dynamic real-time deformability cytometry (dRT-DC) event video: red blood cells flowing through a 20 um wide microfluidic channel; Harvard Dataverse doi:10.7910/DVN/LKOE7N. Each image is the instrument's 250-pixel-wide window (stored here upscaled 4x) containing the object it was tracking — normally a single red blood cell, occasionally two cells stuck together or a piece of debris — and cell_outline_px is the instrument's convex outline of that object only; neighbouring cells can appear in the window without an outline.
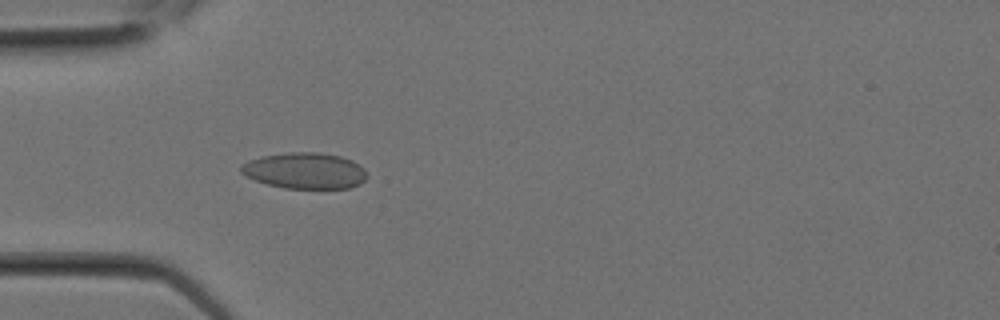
{"species": "Egyptian fruit bat (a non-hibernating species)", "species_latin": "Rousettus aegyptiacus", "temperature_condition": "room temperature", "stored_images_in_passage": 1, "camera_frame_rate_fps": 3000, "um_per_image_px": 0.085, "animal": {"sex": "female"}, "frame": {"image": 1, "passage_image": 1, "time_ms": 0.0, "image_size_px": [1000, 320], "cell_outline_px": [[368, 176], [360, 184], [348, 188], [284, 188], [268, 184], [256, 180], [240, 172], [240, 164], [248, 160], [260, 156], [292, 152], [320, 152], [340, 156], [352, 160], [360, 164], [364, 168]], "centroid_in_image_um": [25.93, 14.5], "position_along_channel_um": 59.1, "area_um2": 26.59}}